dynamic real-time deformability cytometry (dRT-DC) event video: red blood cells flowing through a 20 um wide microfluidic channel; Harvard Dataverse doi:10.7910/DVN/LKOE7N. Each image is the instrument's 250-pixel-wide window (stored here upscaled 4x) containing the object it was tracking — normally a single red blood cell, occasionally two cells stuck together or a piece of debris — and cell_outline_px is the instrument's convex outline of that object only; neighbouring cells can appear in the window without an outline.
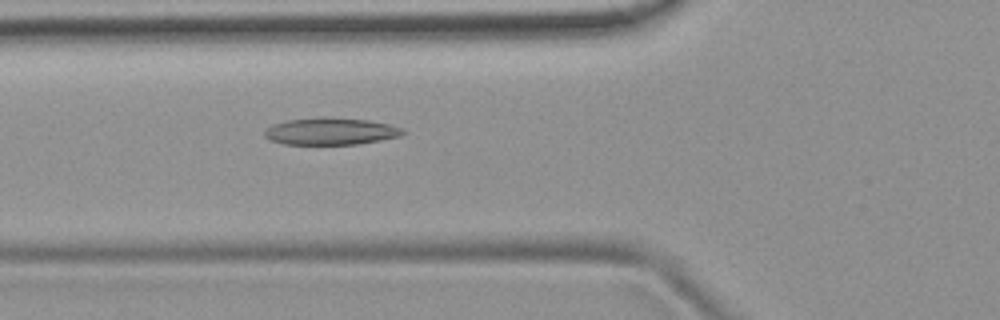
{"species": "common noctule bat (a hibernating species)", "species_latin": "Nyctalus noctula", "temperature_condition": "room temperature", "stored_images_in_passage": 52, "camera_frame_rate_fps": 3000, "um_per_image_px": 0.085, "animal": {"sex": "female", "body_mass_g": 19.9}, "frame": {"image": 1, "passage_image": 19, "time_ms": 6.0, "image_size_px": [1000, 320], "cell_outline_px": [[408, 132], [400, 136], [380, 140], [356, 144], [284, 144], [272, 140], [264, 136], [264, 132], [272, 124], [288, 120], [320, 116], [324, 116], [368, 120], [388, 124], [404, 128]], "centroid_in_image_um": [28.14, 11.14], "position_along_channel_um": 97.7, "area_um2": 21.91}}
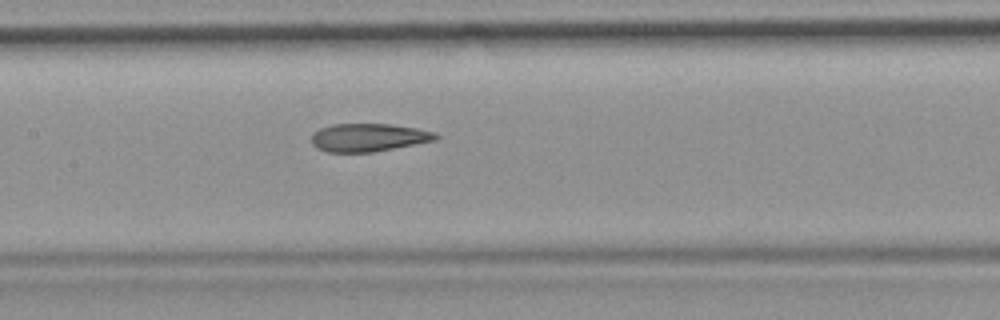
{"frame": {"image": 2, "passage_image": 25, "time_ms": 8.0, "image_size_px": [1000, 320], "cell_outline_px": [[440, 136], [436, 140], [372, 152], [328, 152], [316, 148], [312, 144], [312, 132], [320, 128], [332, 124], [392, 124], [416, 128], [436, 132]], "centroid_in_image_um": [31.31, 11.68], "position_along_channel_um": 176.1, "area_um2": 20.35}}
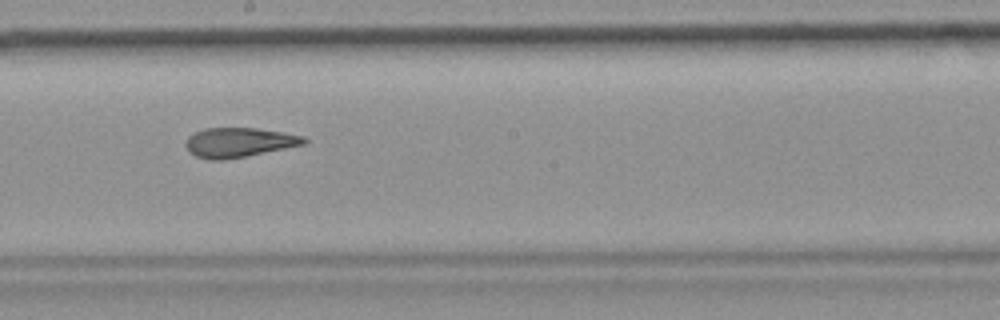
{"frame": {"image": 3, "passage_image": 29, "time_ms": 9.333, "image_size_px": [1000, 320], "cell_outline_px": [[308, 144], [224, 160], [208, 160], [196, 156], [188, 152], [184, 144], [188, 136], [204, 128], [256, 128], [284, 132], [304, 136], [308, 140]], "centroid_in_image_um": [20.32, 12.11], "position_along_channel_um": 227.9, "area_um2": 20.58}, "authors_computed_cell_mechanics": {"area_um2": 21.5305, "velocity_mm_per_s": 3.9017, "shape_relaxation_time_tau1_ms": null, "shape_relaxation_time_tau2_ms": 2.4821, "deformation_change_tau1": null, "deformation_change_tau2": 0.1068}}